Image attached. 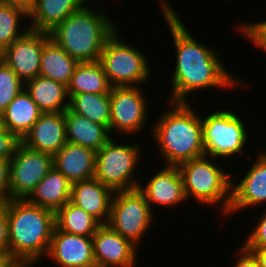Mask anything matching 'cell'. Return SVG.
I'll return each mask as SVG.
<instances>
[{"mask_svg": "<svg viewBox=\"0 0 266 267\" xmlns=\"http://www.w3.org/2000/svg\"><path fill=\"white\" fill-rule=\"evenodd\" d=\"M238 252V260L233 267H260L258 259L251 251L245 249L241 245V248H239Z\"/></svg>", "mask_w": 266, "mask_h": 267, "instance_id": "d590c367", "label": "cell"}, {"mask_svg": "<svg viewBox=\"0 0 266 267\" xmlns=\"http://www.w3.org/2000/svg\"><path fill=\"white\" fill-rule=\"evenodd\" d=\"M53 165V155L32 150L20 143L10 160L12 199H26Z\"/></svg>", "mask_w": 266, "mask_h": 267, "instance_id": "8fae6325", "label": "cell"}, {"mask_svg": "<svg viewBox=\"0 0 266 267\" xmlns=\"http://www.w3.org/2000/svg\"><path fill=\"white\" fill-rule=\"evenodd\" d=\"M0 252L9 253L8 216L5 204H0Z\"/></svg>", "mask_w": 266, "mask_h": 267, "instance_id": "e575fe53", "label": "cell"}, {"mask_svg": "<svg viewBox=\"0 0 266 267\" xmlns=\"http://www.w3.org/2000/svg\"><path fill=\"white\" fill-rule=\"evenodd\" d=\"M55 224L58 230L86 237H92L102 225L96 218L71 201L55 212Z\"/></svg>", "mask_w": 266, "mask_h": 267, "instance_id": "4316f807", "label": "cell"}, {"mask_svg": "<svg viewBox=\"0 0 266 267\" xmlns=\"http://www.w3.org/2000/svg\"><path fill=\"white\" fill-rule=\"evenodd\" d=\"M153 213L138 188L114 192L107 225L137 247L153 226Z\"/></svg>", "mask_w": 266, "mask_h": 267, "instance_id": "9c48e42d", "label": "cell"}, {"mask_svg": "<svg viewBox=\"0 0 266 267\" xmlns=\"http://www.w3.org/2000/svg\"><path fill=\"white\" fill-rule=\"evenodd\" d=\"M21 143L54 156L67 143L64 112L42 113Z\"/></svg>", "mask_w": 266, "mask_h": 267, "instance_id": "e0dca14e", "label": "cell"}, {"mask_svg": "<svg viewBox=\"0 0 266 267\" xmlns=\"http://www.w3.org/2000/svg\"><path fill=\"white\" fill-rule=\"evenodd\" d=\"M0 267H21L9 253L0 252Z\"/></svg>", "mask_w": 266, "mask_h": 267, "instance_id": "74e56055", "label": "cell"}, {"mask_svg": "<svg viewBox=\"0 0 266 267\" xmlns=\"http://www.w3.org/2000/svg\"><path fill=\"white\" fill-rule=\"evenodd\" d=\"M111 138L96 155L95 178L113 192L137 189L134 172L141 158L139 144L117 143Z\"/></svg>", "mask_w": 266, "mask_h": 267, "instance_id": "ba28073f", "label": "cell"}, {"mask_svg": "<svg viewBox=\"0 0 266 267\" xmlns=\"http://www.w3.org/2000/svg\"><path fill=\"white\" fill-rule=\"evenodd\" d=\"M5 49L0 45V65L4 63Z\"/></svg>", "mask_w": 266, "mask_h": 267, "instance_id": "ab89813d", "label": "cell"}, {"mask_svg": "<svg viewBox=\"0 0 266 267\" xmlns=\"http://www.w3.org/2000/svg\"><path fill=\"white\" fill-rule=\"evenodd\" d=\"M24 88V82L4 62L0 65V115Z\"/></svg>", "mask_w": 266, "mask_h": 267, "instance_id": "f546056e", "label": "cell"}, {"mask_svg": "<svg viewBox=\"0 0 266 267\" xmlns=\"http://www.w3.org/2000/svg\"><path fill=\"white\" fill-rule=\"evenodd\" d=\"M101 11L85 4L53 29L50 38L78 62L98 61L106 40L118 29Z\"/></svg>", "mask_w": 266, "mask_h": 267, "instance_id": "277c9868", "label": "cell"}, {"mask_svg": "<svg viewBox=\"0 0 266 267\" xmlns=\"http://www.w3.org/2000/svg\"><path fill=\"white\" fill-rule=\"evenodd\" d=\"M159 1L176 49L175 68L171 76L172 91L167 102H189L188 95L198 90H228L237 86L239 89L241 85L240 88L245 89L248 86L239 77L232 76L213 47L202 44L192 36L169 1Z\"/></svg>", "mask_w": 266, "mask_h": 267, "instance_id": "6da1fadb", "label": "cell"}, {"mask_svg": "<svg viewBox=\"0 0 266 267\" xmlns=\"http://www.w3.org/2000/svg\"><path fill=\"white\" fill-rule=\"evenodd\" d=\"M79 62L49 38L43 46L39 75L69 85Z\"/></svg>", "mask_w": 266, "mask_h": 267, "instance_id": "d4e9b609", "label": "cell"}, {"mask_svg": "<svg viewBox=\"0 0 266 267\" xmlns=\"http://www.w3.org/2000/svg\"><path fill=\"white\" fill-rule=\"evenodd\" d=\"M2 128V121H1V115H0V129Z\"/></svg>", "mask_w": 266, "mask_h": 267, "instance_id": "60d3db41", "label": "cell"}, {"mask_svg": "<svg viewBox=\"0 0 266 267\" xmlns=\"http://www.w3.org/2000/svg\"><path fill=\"white\" fill-rule=\"evenodd\" d=\"M24 88L43 112H64L70 98L66 85L38 75L24 83Z\"/></svg>", "mask_w": 266, "mask_h": 267, "instance_id": "cb8c5ba5", "label": "cell"}, {"mask_svg": "<svg viewBox=\"0 0 266 267\" xmlns=\"http://www.w3.org/2000/svg\"><path fill=\"white\" fill-rule=\"evenodd\" d=\"M142 86L111 87L110 132L111 134H137L147 123L148 105ZM137 132V133H136Z\"/></svg>", "mask_w": 266, "mask_h": 267, "instance_id": "30bf717a", "label": "cell"}, {"mask_svg": "<svg viewBox=\"0 0 266 267\" xmlns=\"http://www.w3.org/2000/svg\"><path fill=\"white\" fill-rule=\"evenodd\" d=\"M69 108L92 122L105 125L110 131V92L75 94L70 98Z\"/></svg>", "mask_w": 266, "mask_h": 267, "instance_id": "83f0119b", "label": "cell"}, {"mask_svg": "<svg viewBox=\"0 0 266 267\" xmlns=\"http://www.w3.org/2000/svg\"><path fill=\"white\" fill-rule=\"evenodd\" d=\"M66 121V140L94 151L100 150L112 137L109 129L90 121L70 108L64 111Z\"/></svg>", "mask_w": 266, "mask_h": 267, "instance_id": "44dd1931", "label": "cell"}, {"mask_svg": "<svg viewBox=\"0 0 266 267\" xmlns=\"http://www.w3.org/2000/svg\"><path fill=\"white\" fill-rule=\"evenodd\" d=\"M22 17H28V11L24 7L0 2V45L4 49L29 29L26 27L21 31Z\"/></svg>", "mask_w": 266, "mask_h": 267, "instance_id": "f1b7e54d", "label": "cell"}, {"mask_svg": "<svg viewBox=\"0 0 266 267\" xmlns=\"http://www.w3.org/2000/svg\"><path fill=\"white\" fill-rule=\"evenodd\" d=\"M152 176L145 185L140 183L138 187L152 211L154 205L168 208L187 201L183 179L177 166L164 165L162 170Z\"/></svg>", "mask_w": 266, "mask_h": 267, "instance_id": "2e32d148", "label": "cell"}, {"mask_svg": "<svg viewBox=\"0 0 266 267\" xmlns=\"http://www.w3.org/2000/svg\"><path fill=\"white\" fill-rule=\"evenodd\" d=\"M71 198V183L53 167L26 198L30 203L56 212Z\"/></svg>", "mask_w": 266, "mask_h": 267, "instance_id": "603a6c76", "label": "cell"}, {"mask_svg": "<svg viewBox=\"0 0 266 267\" xmlns=\"http://www.w3.org/2000/svg\"><path fill=\"white\" fill-rule=\"evenodd\" d=\"M58 267H96L92 237L54 229L46 254Z\"/></svg>", "mask_w": 266, "mask_h": 267, "instance_id": "4fadbf2b", "label": "cell"}, {"mask_svg": "<svg viewBox=\"0 0 266 267\" xmlns=\"http://www.w3.org/2000/svg\"><path fill=\"white\" fill-rule=\"evenodd\" d=\"M21 140L6 128L0 129V159L11 160Z\"/></svg>", "mask_w": 266, "mask_h": 267, "instance_id": "d6a6232c", "label": "cell"}, {"mask_svg": "<svg viewBox=\"0 0 266 267\" xmlns=\"http://www.w3.org/2000/svg\"><path fill=\"white\" fill-rule=\"evenodd\" d=\"M67 88L71 98L81 93H109L111 85L99 61L79 62Z\"/></svg>", "mask_w": 266, "mask_h": 267, "instance_id": "484cf974", "label": "cell"}, {"mask_svg": "<svg viewBox=\"0 0 266 267\" xmlns=\"http://www.w3.org/2000/svg\"><path fill=\"white\" fill-rule=\"evenodd\" d=\"M98 61L111 87H137L153 73L143 51L122 40L119 27L106 40Z\"/></svg>", "mask_w": 266, "mask_h": 267, "instance_id": "8992f818", "label": "cell"}, {"mask_svg": "<svg viewBox=\"0 0 266 267\" xmlns=\"http://www.w3.org/2000/svg\"><path fill=\"white\" fill-rule=\"evenodd\" d=\"M92 239L96 267H134L136 265L138 247L107 224H102Z\"/></svg>", "mask_w": 266, "mask_h": 267, "instance_id": "5bb4252c", "label": "cell"}, {"mask_svg": "<svg viewBox=\"0 0 266 267\" xmlns=\"http://www.w3.org/2000/svg\"><path fill=\"white\" fill-rule=\"evenodd\" d=\"M168 109L151 126V135L165 165L178 166L204 156L202 119L188 102H168Z\"/></svg>", "mask_w": 266, "mask_h": 267, "instance_id": "3957f363", "label": "cell"}, {"mask_svg": "<svg viewBox=\"0 0 266 267\" xmlns=\"http://www.w3.org/2000/svg\"><path fill=\"white\" fill-rule=\"evenodd\" d=\"M42 113L26 89L23 88L1 114L2 127L22 140Z\"/></svg>", "mask_w": 266, "mask_h": 267, "instance_id": "7402d4cb", "label": "cell"}, {"mask_svg": "<svg viewBox=\"0 0 266 267\" xmlns=\"http://www.w3.org/2000/svg\"><path fill=\"white\" fill-rule=\"evenodd\" d=\"M253 165L239 183L231 184V205L228 210L233 215L240 209L253 208L266 203V152H259Z\"/></svg>", "mask_w": 266, "mask_h": 267, "instance_id": "9a60e30c", "label": "cell"}, {"mask_svg": "<svg viewBox=\"0 0 266 267\" xmlns=\"http://www.w3.org/2000/svg\"><path fill=\"white\" fill-rule=\"evenodd\" d=\"M1 3L16 4L24 7L27 11L32 7L34 0H0Z\"/></svg>", "mask_w": 266, "mask_h": 267, "instance_id": "f35d334b", "label": "cell"}, {"mask_svg": "<svg viewBox=\"0 0 266 267\" xmlns=\"http://www.w3.org/2000/svg\"><path fill=\"white\" fill-rule=\"evenodd\" d=\"M86 3V0H34L28 10V18L31 19L28 27L31 30L50 33Z\"/></svg>", "mask_w": 266, "mask_h": 267, "instance_id": "ffe728a7", "label": "cell"}, {"mask_svg": "<svg viewBox=\"0 0 266 267\" xmlns=\"http://www.w3.org/2000/svg\"><path fill=\"white\" fill-rule=\"evenodd\" d=\"M258 259L260 267H266V248H245Z\"/></svg>", "mask_w": 266, "mask_h": 267, "instance_id": "8d00e7d4", "label": "cell"}, {"mask_svg": "<svg viewBox=\"0 0 266 267\" xmlns=\"http://www.w3.org/2000/svg\"><path fill=\"white\" fill-rule=\"evenodd\" d=\"M5 205L9 254L21 267H32L48 252L56 227L55 212L27 199H11Z\"/></svg>", "mask_w": 266, "mask_h": 267, "instance_id": "7a4b0ae2", "label": "cell"}, {"mask_svg": "<svg viewBox=\"0 0 266 267\" xmlns=\"http://www.w3.org/2000/svg\"><path fill=\"white\" fill-rule=\"evenodd\" d=\"M96 155L90 148L67 142L53 156V166L73 184L95 176Z\"/></svg>", "mask_w": 266, "mask_h": 267, "instance_id": "d6986e66", "label": "cell"}, {"mask_svg": "<svg viewBox=\"0 0 266 267\" xmlns=\"http://www.w3.org/2000/svg\"><path fill=\"white\" fill-rule=\"evenodd\" d=\"M49 38V33L28 29L5 48L4 62L24 83L39 75L42 49Z\"/></svg>", "mask_w": 266, "mask_h": 267, "instance_id": "7c38bea8", "label": "cell"}, {"mask_svg": "<svg viewBox=\"0 0 266 267\" xmlns=\"http://www.w3.org/2000/svg\"><path fill=\"white\" fill-rule=\"evenodd\" d=\"M239 31L253 42L258 48H261L266 53V20L257 21V23H243L238 28Z\"/></svg>", "mask_w": 266, "mask_h": 267, "instance_id": "4dcf8cb0", "label": "cell"}, {"mask_svg": "<svg viewBox=\"0 0 266 267\" xmlns=\"http://www.w3.org/2000/svg\"><path fill=\"white\" fill-rule=\"evenodd\" d=\"M204 155L212 159L229 160L232 156L244 154L248 142L247 127L238 113L219 110L202 117ZM248 133V134H247Z\"/></svg>", "mask_w": 266, "mask_h": 267, "instance_id": "52a82bcc", "label": "cell"}, {"mask_svg": "<svg viewBox=\"0 0 266 267\" xmlns=\"http://www.w3.org/2000/svg\"><path fill=\"white\" fill-rule=\"evenodd\" d=\"M114 192L95 177L71 184L70 201L107 224Z\"/></svg>", "mask_w": 266, "mask_h": 267, "instance_id": "ac0fdd59", "label": "cell"}, {"mask_svg": "<svg viewBox=\"0 0 266 267\" xmlns=\"http://www.w3.org/2000/svg\"><path fill=\"white\" fill-rule=\"evenodd\" d=\"M11 199L10 160L0 159V204H6Z\"/></svg>", "mask_w": 266, "mask_h": 267, "instance_id": "836d02e7", "label": "cell"}, {"mask_svg": "<svg viewBox=\"0 0 266 267\" xmlns=\"http://www.w3.org/2000/svg\"><path fill=\"white\" fill-rule=\"evenodd\" d=\"M209 156H201L178 165L183 179L186 199L193 197L207 206H219L223 214L228 215L231 205L232 174L226 173Z\"/></svg>", "mask_w": 266, "mask_h": 267, "instance_id": "5b68a950", "label": "cell"}, {"mask_svg": "<svg viewBox=\"0 0 266 267\" xmlns=\"http://www.w3.org/2000/svg\"><path fill=\"white\" fill-rule=\"evenodd\" d=\"M243 243L244 248H266V211L260 216Z\"/></svg>", "mask_w": 266, "mask_h": 267, "instance_id": "1f68e13d", "label": "cell"}]
</instances>
